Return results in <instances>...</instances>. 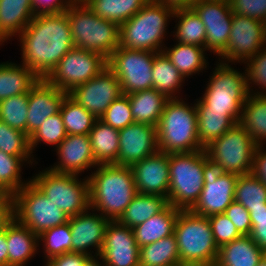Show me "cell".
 Segmentation results:
<instances>
[{
    "label": "cell",
    "mask_w": 266,
    "mask_h": 266,
    "mask_svg": "<svg viewBox=\"0 0 266 266\" xmlns=\"http://www.w3.org/2000/svg\"><path fill=\"white\" fill-rule=\"evenodd\" d=\"M122 94L119 80L108 67L88 82L68 92L72 99L97 119H100L109 105Z\"/></svg>",
    "instance_id": "2e32d148"
},
{
    "label": "cell",
    "mask_w": 266,
    "mask_h": 266,
    "mask_svg": "<svg viewBox=\"0 0 266 266\" xmlns=\"http://www.w3.org/2000/svg\"><path fill=\"white\" fill-rule=\"evenodd\" d=\"M264 46L263 21L248 16L234 14L228 45L219 55L218 61L231 63H244L253 55L257 54Z\"/></svg>",
    "instance_id": "9a60e30c"
},
{
    "label": "cell",
    "mask_w": 266,
    "mask_h": 266,
    "mask_svg": "<svg viewBox=\"0 0 266 266\" xmlns=\"http://www.w3.org/2000/svg\"><path fill=\"white\" fill-rule=\"evenodd\" d=\"M90 256L81 253L68 252L55 256L44 264L45 266H83Z\"/></svg>",
    "instance_id": "db71d44e"
},
{
    "label": "cell",
    "mask_w": 266,
    "mask_h": 266,
    "mask_svg": "<svg viewBox=\"0 0 266 266\" xmlns=\"http://www.w3.org/2000/svg\"><path fill=\"white\" fill-rule=\"evenodd\" d=\"M234 14L263 21L266 17V0H229Z\"/></svg>",
    "instance_id": "681fc988"
},
{
    "label": "cell",
    "mask_w": 266,
    "mask_h": 266,
    "mask_svg": "<svg viewBox=\"0 0 266 266\" xmlns=\"http://www.w3.org/2000/svg\"><path fill=\"white\" fill-rule=\"evenodd\" d=\"M173 46L169 48L164 46L162 52L185 79L206 70L208 62L205 57V51H207L205 48L179 42Z\"/></svg>",
    "instance_id": "4dcf8cb0"
},
{
    "label": "cell",
    "mask_w": 266,
    "mask_h": 266,
    "mask_svg": "<svg viewBox=\"0 0 266 266\" xmlns=\"http://www.w3.org/2000/svg\"><path fill=\"white\" fill-rule=\"evenodd\" d=\"M173 17L177 24L174 38L181 44L196 45L206 49V29L198 14L192 8L176 9ZM179 20V21H178Z\"/></svg>",
    "instance_id": "836d02e7"
},
{
    "label": "cell",
    "mask_w": 266,
    "mask_h": 266,
    "mask_svg": "<svg viewBox=\"0 0 266 266\" xmlns=\"http://www.w3.org/2000/svg\"><path fill=\"white\" fill-rule=\"evenodd\" d=\"M0 266H8L6 227H5V230L0 233Z\"/></svg>",
    "instance_id": "680465c9"
},
{
    "label": "cell",
    "mask_w": 266,
    "mask_h": 266,
    "mask_svg": "<svg viewBox=\"0 0 266 266\" xmlns=\"http://www.w3.org/2000/svg\"><path fill=\"white\" fill-rule=\"evenodd\" d=\"M32 177L30 180L67 217H74L90 208L87 177L81 181L78 175L58 173L49 168Z\"/></svg>",
    "instance_id": "9c48e42d"
},
{
    "label": "cell",
    "mask_w": 266,
    "mask_h": 266,
    "mask_svg": "<svg viewBox=\"0 0 266 266\" xmlns=\"http://www.w3.org/2000/svg\"><path fill=\"white\" fill-rule=\"evenodd\" d=\"M208 219L215 244L218 248L242 236L233 222L224 213L208 216Z\"/></svg>",
    "instance_id": "c3c4849f"
},
{
    "label": "cell",
    "mask_w": 266,
    "mask_h": 266,
    "mask_svg": "<svg viewBox=\"0 0 266 266\" xmlns=\"http://www.w3.org/2000/svg\"><path fill=\"white\" fill-rule=\"evenodd\" d=\"M35 15L31 0H0V45L18 37Z\"/></svg>",
    "instance_id": "d4e9b609"
},
{
    "label": "cell",
    "mask_w": 266,
    "mask_h": 266,
    "mask_svg": "<svg viewBox=\"0 0 266 266\" xmlns=\"http://www.w3.org/2000/svg\"><path fill=\"white\" fill-rule=\"evenodd\" d=\"M180 209L168 205L163 211L132 228L139 248L174 234Z\"/></svg>",
    "instance_id": "4316f807"
},
{
    "label": "cell",
    "mask_w": 266,
    "mask_h": 266,
    "mask_svg": "<svg viewBox=\"0 0 266 266\" xmlns=\"http://www.w3.org/2000/svg\"><path fill=\"white\" fill-rule=\"evenodd\" d=\"M87 178L90 208L110 221H117L138 194L132 168L128 166L98 165Z\"/></svg>",
    "instance_id": "7a4b0ae2"
},
{
    "label": "cell",
    "mask_w": 266,
    "mask_h": 266,
    "mask_svg": "<svg viewBox=\"0 0 266 266\" xmlns=\"http://www.w3.org/2000/svg\"><path fill=\"white\" fill-rule=\"evenodd\" d=\"M134 122L156 126L169 98L154 88L127 94Z\"/></svg>",
    "instance_id": "f1b7e54d"
},
{
    "label": "cell",
    "mask_w": 266,
    "mask_h": 266,
    "mask_svg": "<svg viewBox=\"0 0 266 266\" xmlns=\"http://www.w3.org/2000/svg\"><path fill=\"white\" fill-rule=\"evenodd\" d=\"M138 193L155 194L168 199L170 171L169 154L161 151L131 166Z\"/></svg>",
    "instance_id": "44dd1931"
},
{
    "label": "cell",
    "mask_w": 266,
    "mask_h": 266,
    "mask_svg": "<svg viewBox=\"0 0 266 266\" xmlns=\"http://www.w3.org/2000/svg\"><path fill=\"white\" fill-rule=\"evenodd\" d=\"M67 136L62 116L59 113L48 117L39 129L30 136V148L32 155L37 145L44 144L55 145L56 148Z\"/></svg>",
    "instance_id": "ee69618b"
},
{
    "label": "cell",
    "mask_w": 266,
    "mask_h": 266,
    "mask_svg": "<svg viewBox=\"0 0 266 266\" xmlns=\"http://www.w3.org/2000/svg\"><path fill=\"white\" fill-rule=\"evenodd\" d=\"M34 157H18L0 151V188L13 196L30 180H22L21 172L24 163L35 165ZM34 162V163H33Z\"/></svg>",
    "instance_id": "f35d334b"
},
{
    "label": "cell",
    "mask_w": 266,
    "mask_h": 266,
    "mask_svg": "<svg viewBox=\"0 0 266 266\" xmlns=\"http://www.w3.org/2000/svg\"><path fill=\"white\" fill-rule=\"evenodd\" d=\"M197 123L198 139L203 148L238 124L231 115L209 110H197Z\"/></svg>",
    "instance_id": "74e56055"
},
{
    "label": "cell",
    "mask_w": 266,
    "mask_h": 266,
    "mask_svg": "<svg viewBox=\"0 0 266 266\" xmlns=\"http://www.w3.org/2000/svg\"><path fill=\"white\" fill-rule=\"evenodd\" d=\"M9 197L1 188H0V204H2Z\"/></svg>",
    "instance_id": "94428289"
},
{
    "label": "cell",
    "mask_w": 266,
    "mask_h": 266,
    "mask_svg": "<svg viewBox=\"0 0 266 266\" xmlns=\"http://www.w3.org/2000/svg\"><path fill=\"white\" fill-rule=\"evenodd\" d=\"M107 67V59L101 54L72 48L45 78L62 91L70 92L78 85L88 82Z\"/></svg>",
    "instance_id": "5bb4252c"
},
{
    "label": "cell",
    "mask_w": 266,
    "mask_h": 266,
    "mask_svg": "<svg viewBox=\"0 0 266 266\" xmlns=\"http://www.w3.org/2000/svg\"><path fill=\"white\" fill-rule=\"evenodd\" d=\"M224 215L233 222L241 235H250L252 230L250 214L242 204L233 201L224 211Z\"/></svg>",
    "instance_id": "f907efd6"
},
{
    "label": "cell",
    "mask_w": 266,
    "mask_h": 266,
    "mask_svg": "<svg viewBox=\"0 0 266 266\" xmlns=\"http://www.w3.org/2000/svg\"><path fill=\"white\" fill-rule=\"evenodd\" d=\"M175 10L148 2L132 18L120 25V46L128 49L162 52L167 27Z\"/></svg>",
    "instance_id": "52a82bcc"
},
{
    "label": "cell",
    "mask_w": 266,
    "mask_h": 266,
    "mask_svg": "<svg viewBox=\"0 0 266 266\" xmlns=\"http://www.w3.org/2000/svg\"><path fill=\"white\" fill-rule=\"evenodd\" d=\"M196 0H149V2L163 4L173 10L191 8Z\"/></svg>",
    "instance_id": "6f0895ef"
},
{
    "label": "cell",
    "mask_w": 266,
    "mask_h": 266,
    "mask_svg": "<svg viewBox=\"0 0 266 266\" xmlns=\"http://www.w3.org/2000/svg\"><path fill=\"white\" fill-rule=\"evenodd\" d=\"M204 150L169 153L170 184L168 203L180 210H191L204 187Z\"/></svg>",
    "instance_id": "ba28073f"
},
{
    "label": "cell",
    "mask_w": 266,
    "mask_h": 266,
    "mask_svg": "<svg viewBox=\"0 0 266 266\" xmlns=\"http://www.w3.org/2000/svg\"><path fill=\"white\" fill-rule=\"evenodd\" d=\"M169 99L157 125L158 149L164 153L204 150L198 139L196 104Z\"/></svg>",
    "instance_id": "3957f363"
},
{
    "label": "cell",
    "mask_w": 266,
    "mask_h": 266,
    "mask_svg": "<svg viewBox=\"0 0 266 266\" xmlns=\"http://www.w3.org/2000/svg\"><path fill=\"white\" fill-rule=\"evenodd\" d=\"M239 124L248 132L257 145L266 141V96L249 94L242 108Z\"/></svg>",
    "instance_id": "e575fe53"
},
{
    "label": "cell",
    "mask_w": 266,
    "mask_h": 266,
    "mask_svg": "<svg viewBox=\"0 0 266 266\" xmlns=\"http://www.w3.org/2000/svg\"><path fill=\"white\" fill-rule=\"evenodd\" d=\"M98 213V211L89 208L69 218L72 234L71 252L86 254L90 257L100 254L106 227L110 220ZM92 249L95 252L91 251Z\"/></svg>",
    "instance_id": "ffe728a7"
},
{
    "label": "cell",
    "mask_w": 266,
    "mask_h": 266,
    "mask_svg": "<svg viewBox=\"0 0 266 266\" xmlns=\"http://www.w3.org/2000/svg\"><path fill=\"white\" fill-rule=\"evenodd\" d=\"M204 23L206 50L220 55L227 47L233 11L227 1L196 0L191 7Z\"/></svg>",
    "instance_id": "e0dca14e"
},
{
    "label": "cell",
    "mask_w": 266,
    "mask_h": 266,
    "mask_svg": "<svg viewBox=\"0 0 266 266\" xmlns=\"http://www.w3.org/2000/svg\"><path fill=\"white\" fill-rule=\"evenodd\" d=\"M12 200L14 217L37 236L69 220L31 180L12 196Z\"/></svg>",
    "instance_id": "30bf717a"
},
{
    "label": "cell",
    "mask_w": 266,
    "mask_h": 266,
    "mask_svg": "<svg viewBox=\"0 0 266 266\" xmlns=\"http://www.w3.org/2000/svg\"><path fill=\"white\" fill-rule=\"evenodd\" d=\"M263 145H257L251 173L266 186V150Z\"/></svg>",
    "instance_id": "11a10c76"
},
{
    "label": "cell",
    "mask_w": 266,
    "mask_h": 266,
    "mask_svg": "<svg viewBox=\"0 0 266 266\" xmlns=\"http://www.w3.org/2000/svg\"><path fill=\"white\" fill-rule=\"evenodd\" d=\"M13 217L14 204L12 197L9 196L2 204H0V233L5 230V227Z\"/></svg>",
    "instance_id": "9f6ffc18"
},
{
    "label": "cell",
    "mask_w": 266,
    "mask_h": 266,
    "mask_svg": "<svg viewBox=\"0 0 266 266\" xmlns=\"http://www.w3.org/2000/svg\"><path fill=\"white\" fill-rule=\"evenodd\" d=\"M58 162L50 170L78 175L90 168H96L89 135H69L54 148Z\"/></svg>",
    "instance_id": "603a6c76"
},
{
    "label": "cell",
    "mask_w": 266,
    "mask_h": 266,
    "mask_svg": "<svg viewBox=\"0 0 266 266\" xmlns=\"http://www.w3.org/2000/svg\"><path fill=\"white\" fill-rule=\"evenodd\" d=\"M140 266H181L175 235L139 248Z\"/></svg>",
    "instance_id": "8d00e7d4"
},
{
    "label": "cell",
    "mask_w": 266,
    "mask_h": 266,
    "mask_svg": "<svg viewBox=\"0 0 266 266\" xmlns=\"http://www.w3.org/2000/svg\"><path fill=\"white\" fill-rule=\"evenodd\" d=\"M60 114L66 133L69 135H89V132L97 120V118L68 94L61 104Z\"/></svg>",
    "instance_id": "ab89813d"
},
{
    "label": "cell",
    "mask_w": 266,
    "mask_h": 266,
    "mask_svg": "<svg viewBox=\"0 0 266 266\" xmlns=\"http://www.w3.org/2000/svg\"><path fill=\"white\" fill-rule=\"evenodd\" d=\"M234 201L247 210L266 208V186L252 173L237 178Z\"/></svg>",
    "instance_id": "60d3db41"
},
{
    "label": "cell",
    "mask_w": 266,
    "mask_h": 266,
    "mask_svg": "<svg viewBox=\"0 0 266 266\" xmlns=\"http://www.w3.org/2000/svg\"><path fill=\"white\" fill-rule=\"evenodd\" d=\"M156 52L119 46L107 59V67L120 82L123 94L153 88L152 66Z\"/></svg>",
    "instance_id": "7c38bea8"
},
{
    "label": "cell",
    "mask_w": 266,
    "mask_h": 266,
    "mask_svg": "<svg viewBox=\"0 0 266 266\" xmlns=\"http://www.w3.org/2000/svg\"><path fill=\"white\" fill-rule=\"evenodd\" d=\"M149 0H87L85 3L97 16L119 26L132 18Z\"/></svg>",
    "instance_id": "d590c367"
},
{
    "label": "cell",
    "mask_w": 266,
    "mask_h": 266,
    "mask_svg": "<svg viewBox=\"0 0 266 266\" xmlns=\"http://www.w3.org/2000/svg\"><path fill=\"white\" fill-rule=\"evenodd\" d=\"M105 124L120 130L134 122L127 94L115 99L100 118Z\"/></svg>",
    "instance_id": "7dc6e473"
},
{
    "label": "cell",
    "mask_w": 266,
    "mask_h": 266,
    "mask_svg": "<svg viewBox=\"0 0 266 266\" xmlns=\"http://www.w3.org/2000/svg\"><path fill=\"white\" fill-rule=\"evenodd\" d=\"M204 187L201 195L191 211L200 216L221 214L234 201V193L238 175L226 173L223 167L204 150Z\"/></svg>",
    "instance_id": "4fadbf2b"
},
{
    "label": "cell",
    "mask_w": 266,
    "mask_h": 266,
    "mask_svg": "<svg viewBox=\"0 0 266 266\" xmlns=\"http://www.w3.org/2000/svg\"><path fill=\"white\" fill-rule=\"evenodd\" d=\"M181 266H214L218 247L210 221L191 210H180L174 229Z\"/></svg>",
    "instance_id": "8992f818"
},
{
    "label": "cell",
    "mask_w": 266,
    "mask_h": 266,
    "mask_svg": "<svg viewBox=\"0 0 266 266\" xmlns=\"http://www.w3.org/2000/svg\"><path fill=\"white\" fill-rule=\"evenodd\" d=\"M257 266H266V255L261 259Z\"/></svg>",
    "instance_id": "6125c7cd"
},
{
    "label": "cell",
    "mask_w": 266,
    "mask_h": 266,
    "mask_svg": "<svg viewBox=\"0 0 266 266\" xmlns=\"http://www.w3.org/2000/svg\"><path fill=\"white\" fill-rule=\"evenodd\" d=\"M92 152L97 165L116 164L119 153V130L97 119L89 132Z\"/></svg>",
    "instance_id": "f546056e"
},
{
    "label": "cell",
    "mask_w": 266,
    "mask_h": 266,
    "mask_svg": "<svg viewBox=\"0 0 266 266\" xmlns=\"http://www.w3.org/2000/svg\"><path fill=\"white\" fill-rule=\"evenodd\" d=\"M266 253L249 235L219 247L214 266H257Z\"/></svg>",
    "instance_id": "484cf974"
},
{
    "label": "cell",
    "mask_w": 266,
    "mask_h": 266,
    "mask_svg": "<svg viewBox=\"0 0 266 266\" xmlns=\"http://www.w3.org/2000/svg\"><path fill=\"white\" fill-rule=\"evenodd\" d=\"M244 65L249 94L253 96H266V46L245 61ZM254 84L259 89H262L254 91L252 87Z\"/></svg>",
    "instance_id": "bcb514c9"
},
{
    "label": "cell",
    "mask_w": 266,
    "mask_h": 266,
    "mask_svg": "<svg viewBox=\"0 0 266 266\" xmlns=\"http://www.w3.org/2000/svg\"><path fill=\"white\" fill-rule=\"evenodd\" d=\"M86 1L87 0H71V2H74V3H84Z\"/></svg>",
    "instance_id": "e7e4bbea"
},
{
    "label": "cell",
    "mask_w": 266,
    "mask_h": 266,
    "mask_svg": "<svg viewBox=\"0 0 266 266\" xmlns=\"http://www.w3.org/2000/svg\"><path fill=\"white\" fill-rule=\"evenodd\" d=\"M67 17L74 47L108 59L120 46V26L97 16L85 3L72 2Z\"/></svg>",
    "instance_id": "5b68a950"
},
{
    "label": "cell",
    "mask_w": 266,
    "mask_h": 266,
    "mask_svg": "<svg viewBox=\"0 0 266 266\" xmlns=\"http://www.w3.org/2000/svg\"><path fill=\"white\" fill-rule=\"evenodd\" d=\"M39 77L27 66L12 63H0V101L11 96L29 93L39 81Z\"/></svg>",
    "instance_id": "83f0119b"
},
{
    "label": "cell",
    "mask_w": 266,
    "mask_h": 266,
    "mask_svg": "<svg viewBox=\"0 0 266 266\" xmlns=\"http://www.w3.org/2000/svg\"><path fill=\"white\" fill-rule=\"evenodd\" d=\"M68 93L49 84L45 79L30 89L27 113V135L30 137L50 116L60 112L61 104Z\"/></svg>",
    "instance_id": "7402d4cb"
},
{
    "label": "cell",
    "mask_w": 266,
    "mask_h": 266,
    "mask_svg": "<svg viewBox=\"0 0 266 266\" xmlns=\"http://www.w3.org/2000/svg\"><path fill=\"white\" fill-rule=\"evenodd\" d=\"M83 266H105V264L103 262V259L98 255L89 257Z\"/></svg>",
    "instance_id": "91938a15"
},
{
    "label": "cell",
    "mask_w": 266,
    "mask_h": 266,
    "mask_svg": "<svg viewBox=\"0 0 266 266\" xmlns=\"http://www.w3.org/2000/svg\"><path fill=\"white\" fill-rule=\"evenodd\" d=\"M263 28H264V36H265V39H266V17L263 20Z\"/></svg>",
    "instance_id": "be15d7a7"
},
{
    "label": "cell",
    "mask_w": 266,
    "mask_h": 266,
    "mask_svg": "<svg viewBox=\"0 0 266 266\" xmlns=\"http://www.w3.org/2000/svg\"><path fill=\"white\" fill-rule=\"evenodd\" d=\"M158 151L156 126L133 122L119 130L117 165L131 167L138 161Z\"/></svg>",
    "instance_id": "ac0fdd59"
},
{
    "label": "cell",
    "mask_w": 266,
    "mask_h": 266,
    "mask_svg": "<svg viewBox=\"0 0 266 266\" xmlns=\"http://www.w3.org/2000/svg\"><path fill=\"white\" fill-rule=\"evenodd\" d=\"M216 63L204 94L196 99V110L224 112L239 123L243 105L249 96L246 72L241 73L229 63Z\"/></svg>",
    "instance_id": "277c9868"
},
{
    "label": "cell",
    "mask_w": 266,
    "mask_h": 266,
    "mask_svg": "<svg viewBox=\"0 0 266 266\" xmlns=\"http://www.w3.org/2000/svg\"><path fill=\"white\" fill-rule=\"evenodd\" d=\"M0 151L18 157H34L30 148V137L0 120Z\"/></svg>",
    "instance_id": "f6af8a7d"
},
{
    "label": "cell",
    "mask_w": 266,
    "mask_h": 266,
    "mask_svg": "<svg viewBox=\"0 0 266 266\" xmlns=\"http://www.w3.org/2000/svg\"><path fill=\"white\" fill-rule=\"evenodd\" d=\"M257 144L238 123L204 148L207 156L218 162L226 173H251Z\"/></svg>",
    "instance_id": "8fae6325"
},
{
    "label": "cell",
    "mask_w": 266,
    "mask_h": 266,
    "mask_svg": "<svg viewBox=\"0 0 266 266\" xmlns=\"http://www.w3.org/2000/svg\"><path fill=\"white\" fill-rule=\"evenodd\" d=\"M152 76L155 90L165 94L169 99L180 98L178 94L186 79L163 52H158L154 56Z\"/></svg>",
    "instance_id": "d6a6232c"
},
{
    "label": "cell",
    "mask_w": 266,
    "mask_h": 266,
    "mask_svg": "<svg viewBox=\"0 0 266 266\" xmlns=\"http://www.w3.org/2000/svg\"><path fill=\"white\" fill-rule=\"evenodd\" d=\"M29 93L11 96L0 101V120L27 134Z\"/></svg>",
    "instance_id": "7bdbcfd3"
},
{
    "label": "cell",
    "mask_w": 266,
    "mask_h": 266,
    "mask_svg": "<svg viewBox=\"0 0 266 266\" xmlns=\"http://www.w3.org/2000/svg\"><path fill=\"white\" fill-rule=\"evenodd\" d=\"M99 256L105 266H140L133 229L118 221H109Z\"/></svg>",
    "instance_id": "d6986e66"
},
{
    "label": "cell",
    "mask_w": 266,
    "mask_h": 266,
    "mask_svg": "<svg viewBox=\"0 0 266 266\" xmlns=\"http://www.w3.org/2000/svg\"><path fill=\"white\" fill-rule=\"evenodd\" d=\"M23 65L45 79L73 46L67 10L36 14L18 35Z\"/></svg>",
    "instance_id": "6da1fadb"
},
{
    "label": "cell",
    "mask_w": 266,
    "mask_h": 266,
    "mask_svg": "<svg viewBox=\"0 0 266 266\" xmlns=\"http://www.w3.org/2000/svg\"><path fill=\"white\" fill-rule=\"evenodd\" d=\"M252 224L250 237L266 253V208L248 210Z\"/></svg>",
    "instance_id": "816d5d0a"
},
{
    "label": "cell",
    "mask_w": 266,
    "mask_h": 266,
    "mask_svg": "<svg viewBox=\"0 0 266 266\" xmlns=\"http://www.w3.org/2000/svg\"><path fill=\"white\" fill-rule=\"evenodd\" d=\"M72 234L68 222L55 226L41 233L38 236V242H42L44 248V263L55 256L71 252Z\"/></svg>",
    "instance_id": "b9f144b4"
},
{
    "label": "cell",
    "mask_w": 266,
    "mask_h": 266,
    "mask_svg": "<svg viewBox=\"0 0 266 266\" xmlns=\"http://www.w3.org/2000/svg\"><path fill=\"white\" fill-rule=\"evenodd\" d=\"M169 205L166 197L155 194L138 193L117 220L122 225L134 228Z\"/></svg>",
    "instance_id": "1f68e13d"
},
{
    "label": "cell",
    "mask_w": 266,
    "mask_h": 266,
    "mask_svg": "<svg viewBox=\"0 0 266 266\" xmlns=\"http://www.w3.org/2000/svg\"><path fill=\"white\" fill-rule=\"evenodd\" d=\"M8 266H25L37 253L38 236L15 217L6 226Z\"/></svg>",
    "instance_id": "cb8c5ba5"
},
{
    "label": "cell",
    "mask_w": 266,
    "mask_h": 266,
    "mask_svg": "<svg viewBox=\"0 0 266 266\" xmlns=\"http://www.w3.org/2000/svg\"><path fill=\"white\" fill-rule=\"evenodd\" d=\"M35 14L61 13L68 9L71 0H31Z\"/></svg>",
    "instance_id": "f5cc1de1"
}]
</instances>
